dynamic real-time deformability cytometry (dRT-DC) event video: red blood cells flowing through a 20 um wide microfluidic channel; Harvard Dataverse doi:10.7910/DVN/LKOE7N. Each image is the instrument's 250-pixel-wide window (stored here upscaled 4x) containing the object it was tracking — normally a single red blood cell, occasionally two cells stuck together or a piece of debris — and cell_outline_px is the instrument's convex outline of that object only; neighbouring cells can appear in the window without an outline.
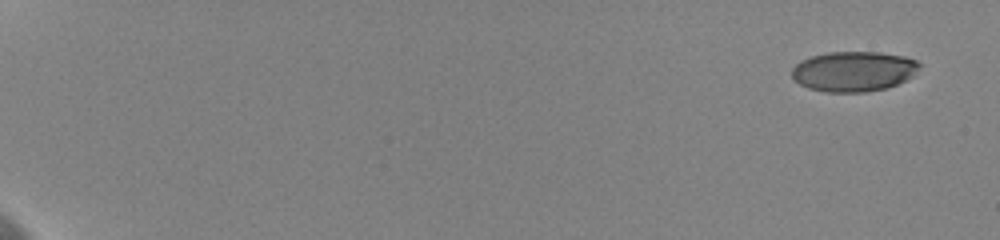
{"species": "human", "species_latin": "Homo sapiens", "temperature_condition": "cold", "stored_images_in_passage": 8, "camera_frame_rate_fps": 3000, "um_per_image_px": 0.085, "donor": {"sex": "female"}, "frame": {"image": 1, "passage_image": 1, "time_ms": 0.0, "image_size_px": [1000, 240], "cell_outline_px": [[920, 64], [912, 76], [888, 88], [868, 92], [828, 92], [808, 88], [800, 84], [792, 76], [792, 68], [800, 60], [812, 56], [828, 52], [880, 52], [904, 56], [916, 60]], "centroid_in_image_um": [72.54, 6.06], "position_along_channel_um": 12.5, "area_um2": 29.77}}
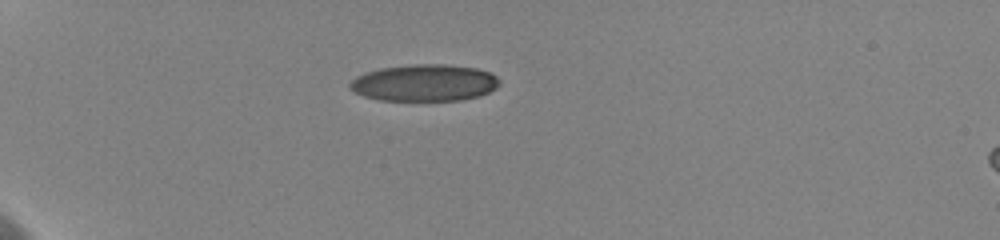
{"frame": {"image": 2, "passage_image": 6, "time_ms": 5.333, "image_size_px": [1000, 240], "cell_outline_px": [[500, 84], [496, 88], [480, 96], [460, 100], [380, 100], [364, 96], [348, 88], [348, 84], [356, 76], [364, 72], [380, 68], [412, 64], [444, 64], [476, 68], [492, 72], [500, 80]], "centroid_in_image_um": [36.08, 7.03], "position_along_channel_um": 48.9, "area_um2": 32.25}}